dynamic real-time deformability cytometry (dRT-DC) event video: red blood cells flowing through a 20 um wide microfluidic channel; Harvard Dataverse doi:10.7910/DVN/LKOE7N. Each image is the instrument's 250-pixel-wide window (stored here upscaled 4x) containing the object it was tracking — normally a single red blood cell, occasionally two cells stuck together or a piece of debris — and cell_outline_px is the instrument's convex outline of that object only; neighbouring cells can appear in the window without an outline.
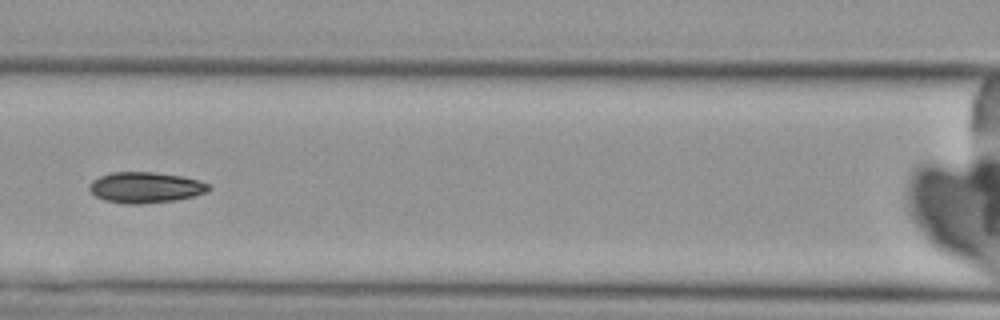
{"species": "Egyptian fruit bat (a non-hibernating species)", "species_latin": "Rousettus aegyptiacus", "temperature_condition": "cold", "stored_images_in_passage": 6, "camera_frame_rate_fps": 3000, "um_per_image_px": 0.085, "animal": {"sex": "female"}, "frame": {"image": 1, "passage_image": 6, "time_ms": 7.0, "image_size_px": [1000, 320], "cell_outline_px": [[212, 188], [208, 192], [176, 200], [140, 204], [128, 204], [104, 200], [96, 196], [88, 188], [88, 184], [92, 180], [100, 176], [112, 172], [152, 172], [184, 176], [208, 184]], "centroid_in_image_um": [12.35, 15.93], "position_along_channel_um": 154.2, "area_um2": 21.44}}